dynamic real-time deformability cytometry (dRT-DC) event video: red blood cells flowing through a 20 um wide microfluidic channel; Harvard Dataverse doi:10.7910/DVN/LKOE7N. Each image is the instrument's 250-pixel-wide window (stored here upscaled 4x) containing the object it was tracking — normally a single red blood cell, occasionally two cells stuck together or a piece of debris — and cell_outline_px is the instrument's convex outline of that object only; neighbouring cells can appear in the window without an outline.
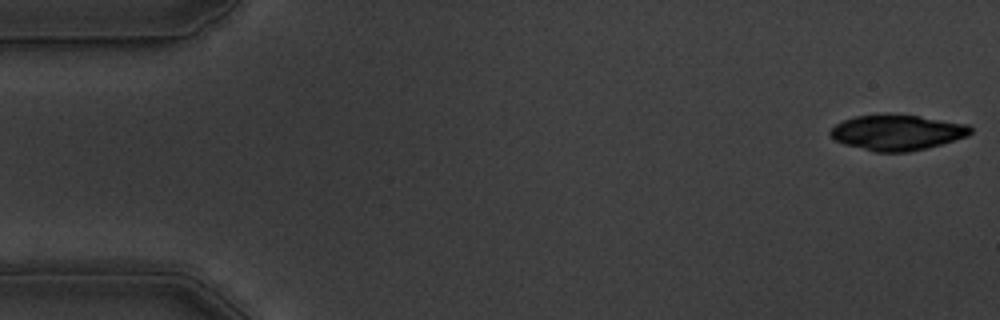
{"species": "common noctule bat (a hibernating species)", "species_latin": "Nyctalus noctula", "temperature_condition": "warm", "stored_images_in_passage": 39, "camera_frame_rate_fps": 3000, "um_per_image_px": 0.085, "animal": {"sex": "male", "body_mass_g": 19.5, "forearm_length_mm": 54.6}, "frame": {"image": 1, "passage_image": 1, "time_ms": 0.0, "image_size_px": [1000, 320], "cell_outline_px": [[972, 132], [968, 136], [928, 148], [908, 152], [876, 152], [844, 144], [836, 140], [828, 132], [836, 124], [844, 120], [856, 116], [884, 112], [920, 116], [968, 124], [972, 128]], "centroid_in_image_um": [76.27, 11.24], "position_along_channel_um": 8.7, "area_um2": 29.36}}
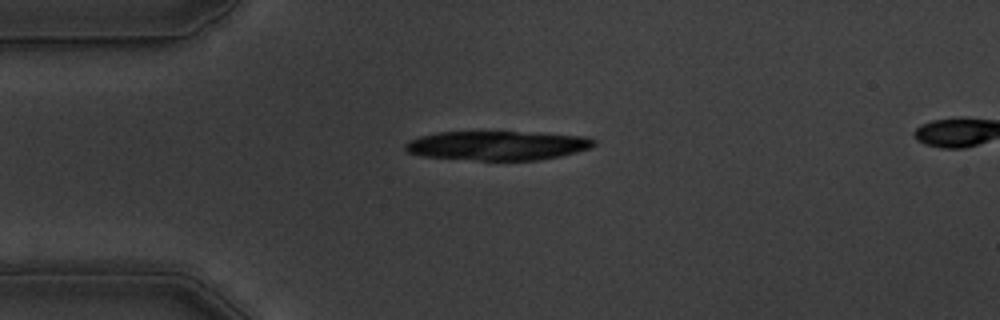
{"frame": {"image": 2, "passage_image": 13, "time_ms": 4.0, "image_size_px": [1000, 320], "cell_outline_px": [[596, 144], [588, 148], [576, 152], [560, 156], [540, 160], [476, 160], [420, 156], [408, 152], [404, 148], [404, 144], [408, 140], [420, 136], [436, 132], [516, 132], [584, 136], [596, 140]], "centroid_in_image_um": [42.22, 12.37], "position_along_channel_um": 42.8, "area_um2": 32.02}}